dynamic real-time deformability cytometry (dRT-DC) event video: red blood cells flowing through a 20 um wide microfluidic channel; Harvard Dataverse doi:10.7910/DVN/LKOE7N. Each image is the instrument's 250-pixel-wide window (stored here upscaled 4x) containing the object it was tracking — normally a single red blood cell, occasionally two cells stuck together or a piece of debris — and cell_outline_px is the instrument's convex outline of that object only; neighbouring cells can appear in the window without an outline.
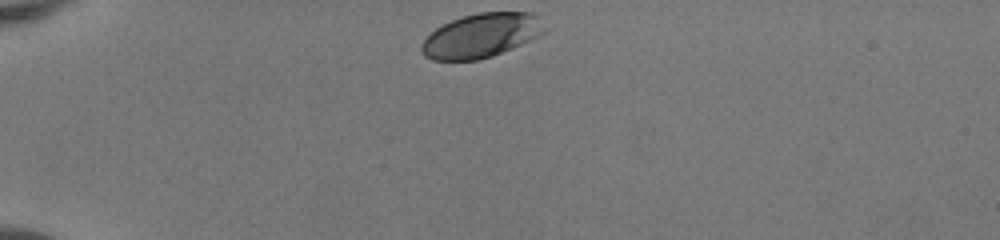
{"species": "human", "species_latin": "Homo sapiens", "temperature_condition": "room temperature", "stored_images_in_passage": 33, "camera_frame_rate_fps": 3000, "um_per_image_px": 0.085, "donor": {"sex": "female"}, "frame": {"image": 1, "passage_image": 1, "time_ms": 0.0, "image_size_px": [1000, 240], "cell_outline_px": [[548, 32], [540, 36], [512, 48], [492, 56], [476, 60], [432, 60], [424, 56], [420, 52], [420, 44], [436, 28], [452, 20], [464, 16], [480, 12], [532, 12], [548, 28]], "centroid_in_image_um": [40.93, 3.02], "position_along_channel_um": 44.1, "area_um2": 31.73}}
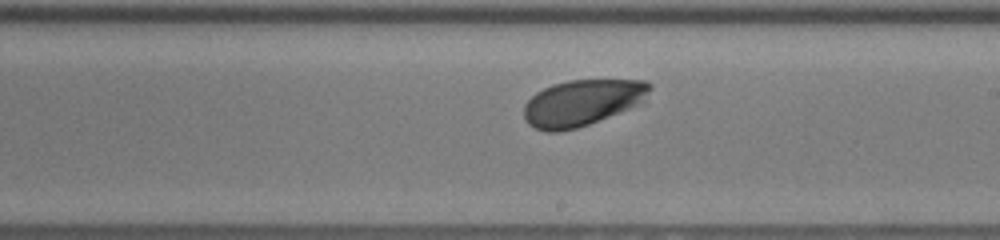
{"frame": {"image": 2, "passage_image": 19, "time_ms": 6.0, "image_size_px": [1000, 240], "cell_outline_px": [[652, 88], [644, 100], [628, 108], [588, 124], [576, 128], [556, 132], [544, 132], [528, 124], [524, 116], [524, 104], [536, 92], [552, 84], [568, 80], [644, 80], [652, 84]], "centroid_in_image_um": [49.45, 8.72], "position_along_channel_um": 239.5, "area_um2": 33.58}}
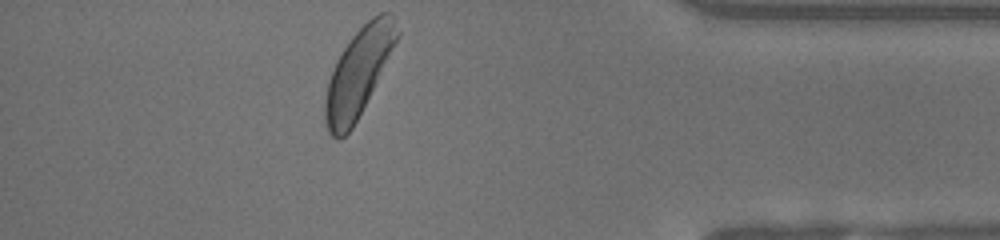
{"frame": {"image": 3, "passage_image": 33, "time_ms": 10.667, "image_size_px": [1000, 240], "cell_outline_px": [[400, 36], [352, 128], [340, 140], [336, 140], [328, 132], [324, 120], [324, 100], [328, 80], [344, 48], [352, 36], [372, 16], [380, 12], [388, 12], [392, 16], [400, 32]], "centroid_in_image_um": [30.45, 6.17], "position_along_channel_um": 404.7, "area_um2": 36.13}, "authors_computed_cell_mechanics": {"area_um2": 33.8708, "velocity_mm_per_s": 4.0981, "shape_relaxation_time_tau1_ms": 1.104, "shape_relaxation_time_tau2_ms": null, "deformation_change_tau1": 0.08, "deformation_change_tau2": null}}